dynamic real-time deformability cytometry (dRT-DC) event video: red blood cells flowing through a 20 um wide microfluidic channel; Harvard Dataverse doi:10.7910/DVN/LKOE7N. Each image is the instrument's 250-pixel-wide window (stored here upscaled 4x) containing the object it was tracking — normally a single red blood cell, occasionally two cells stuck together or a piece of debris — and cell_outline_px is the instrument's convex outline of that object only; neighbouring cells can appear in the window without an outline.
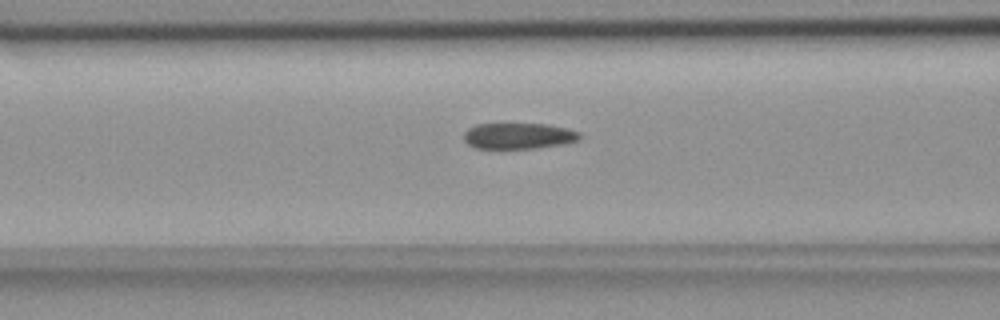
{"species": "common noctule bat (a hibernating species)", "species_latin": "Nyctalus noctula", "temperature_condition": "room temperature", "stored_images_in_passage": 44, "camera_frame_rate_fps": 3000, "um_per_image_px": 0.085, "animal": {"sex": "female", "body_mass_g": 18.4}, "frame": {"image": 1, "passage_image": 11, "time_ms": 3.333, "image_size_px": [1000, 320], "cell_outline_px": [[584, 136], [576, 140], [564, 144], [536, 148], [476, 148], [468, 144], [464, 140], [464, 132], [468, 128], [476, 124], [548, 124], [580, 132]], "centroid_in_image_um": [44.08, 11.55], "position_along_channel_um": 122.5, "area_um2": 17.51}}
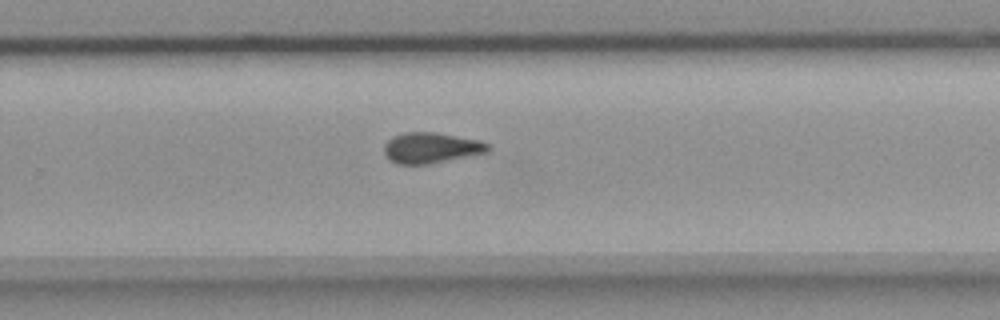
{"frame": {"image": 2, "passage_image": 25, "time_ms": 8.0, "image_size_px": [1000, 320], "cell_outline_px": [[492, 148], [488, 152], [428, 164], [396, 164], [384, 152], [384, 144], [392, 136], [404, 132], [436, 132], [480, 140], [488, 144]], "centroid_in_image_um": [36.66, 12.55], "position_along_channel_um": 293.1, "area_um2": 18.55}}
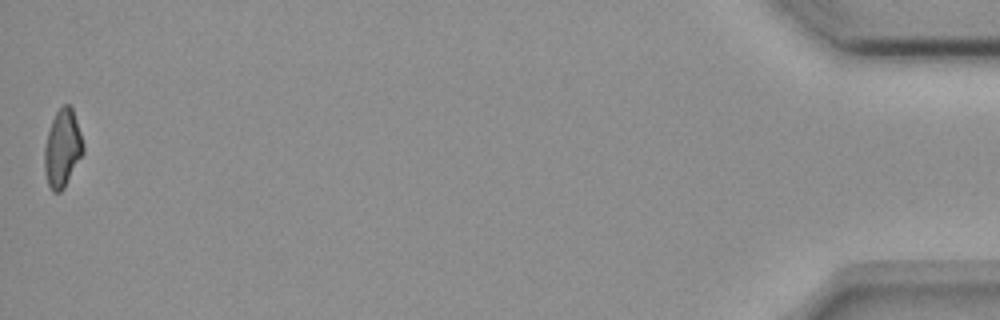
{"frame": {"image": 3, "passage_image": 44, "time_ms": 14.333, "image_size_px": [1000, 320], "cell_outline_px": [[84, 152], [64, 188], [60, 192], [52, 192], [48, 184], [44, 172], [44, 148], [48, 132], [52, 120], [56, 112], [64, 104], [68, 104], [72, 108], [84, 144]], "centroid_in_image_um": [5.3, 12.64], "position_along_channel_um": 429.9, "area_um2": 17.46}, "authors_computed_cell_mechanics": {"area_um2": 18.5538, "velocity_mm_per_s": 3.6717, "shape_relaxation_time_tau1_ms": null, "shape_relaxation_time_tau2_ms": 3.0103, "deformation_change_tau1": null, "deformation_change_tau2": 0.1078}}